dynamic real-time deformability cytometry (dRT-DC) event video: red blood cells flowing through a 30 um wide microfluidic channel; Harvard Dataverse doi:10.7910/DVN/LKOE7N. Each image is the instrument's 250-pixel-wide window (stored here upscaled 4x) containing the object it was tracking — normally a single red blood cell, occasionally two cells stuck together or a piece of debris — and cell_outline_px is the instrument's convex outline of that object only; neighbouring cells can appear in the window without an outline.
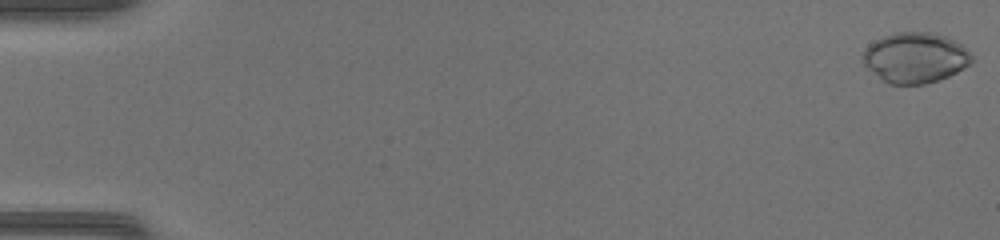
{"species": "common noctule bat (a hibernating species)", "species_latin": "Nyctalus noctula", "temperature_condition": "warm", "stored_images_in_passage": 49, "camera_frame_rate_fps": 3000, "um_per_image_px": 0.085, "animal": {"sex": "female", "body_mass_g": 17.0, "forearm_length_mm": 48.0}, "frame": {"image": 1, "passage_image": 1, "time_ms": 0.0, "image_size_px": [1000, 240], "cell_outline_px": [[972, 64], [948, 76], [924, 84], [888, 84], [868, 68], [864, 64], [864, 48], [868, 44], [884, 36], [896, 32], [932, 32], [944, 36], [960, 44], [972, 56]], "centroid_in_image_um": [77.79, 4.9], "position_along_channel_um": 7.2, "area_um2": 31.62}}
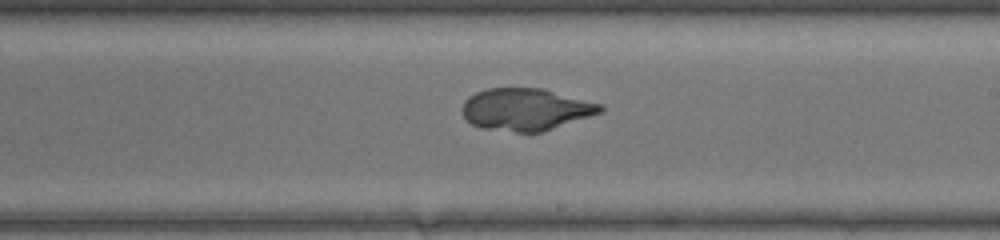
{"frame": {"image": 2, "passage_image": 30, "time_ms": 9.667, "image_size_px": [1000, 240], "cell_outline_px": [[604, 112], [544, 132], [516, 132], [480, 128], [472, 124], [464, 116], [464, 100], [468, 96], [476, 92], [488, 88], [544, 88], [604, 104]], "centroid_in_image_um": [44.77, 9.3], "position_along_channel_um": 244.2, "area_um2": 34.33}}
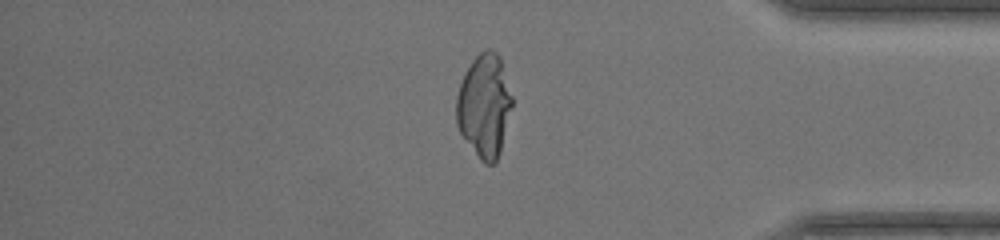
{"frame": {"image": 3, "passage_image": 42, "time_ms": 13.667, "image_size_px": [1000, 240], "cell_outline_px": [[512, 104], [500, 152], [496, 160], [492, 164], [484, 164], [480, 160], [460, 132], [456, 124], [456, 96], [464, 72], [472, 60], [480, 52], [488, 48], [496, 52], [500, 56], [512, 96]], "centroid_in_image_um": [41.15, 8.96], "position_along_channel_um": 394.0, "area_um2": 33.41}}